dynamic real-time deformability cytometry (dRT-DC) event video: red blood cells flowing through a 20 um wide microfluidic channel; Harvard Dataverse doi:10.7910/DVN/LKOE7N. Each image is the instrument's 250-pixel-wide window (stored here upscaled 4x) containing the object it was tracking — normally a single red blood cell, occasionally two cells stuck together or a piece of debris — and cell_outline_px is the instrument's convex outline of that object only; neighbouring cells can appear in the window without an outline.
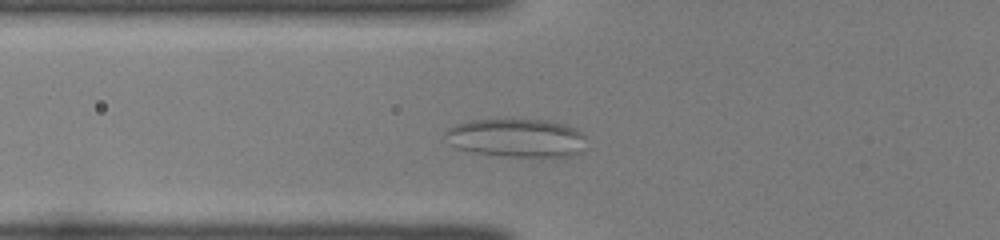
{"species": "common noctule bat (a hibernating species)", "species_latin": "Nyctalus noctula", "temperature_condition": "room temperature", "stored_images_in_passage": 40, "camera_frame_rate_fps": 3000, "um_per_image_px": 0.085, "animal": {"sex": "female", "body_mass_g": 22.0, "forearm_length_mm": 56.7}, "frame": {"image": 1, "passage_image": 9, "time_ms": 2.667, "image_size_px": [1000, 240], "cell_outline_px": [[584, 136], [580, 152], [572, 156], [544, 160], [500, 156], [472, 152], [456, 148], [448, 144], [444, 136], [444, 132], [448, 128], [456, 124], [472, 120], [548, 120], [564, 124], [576, 128]], "centroid_in_image_um": [43.89, 11.78], "position_along_channel_um": 81.9, "area_um2": 32.54}}
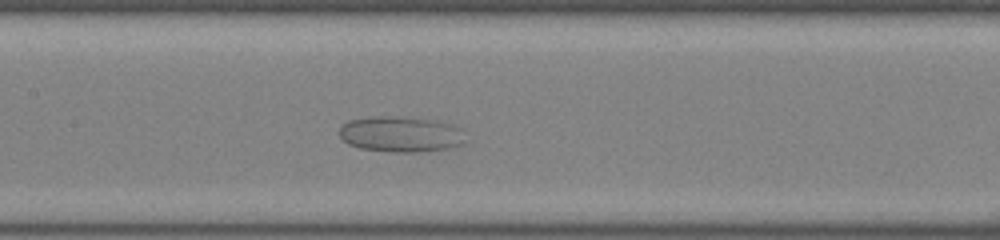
{"frame": {"image": 2, "passage_image": 16, "time_ms": 5.0, "image_size_px": [1000, 240], "cell_outline_px": [[464, 140], [460, 144], [448, 148], [420, 152], [392, 152], [360, 148], [348, 144], [340, 136], [340, 128], [348, 120], [372, 116], [396, 116], [436, 120], [460, 128]], "centroid_in_image_um": [34.02, 11.4], "position_along_channel_um": 173.4, "area_um2": 26.07}}
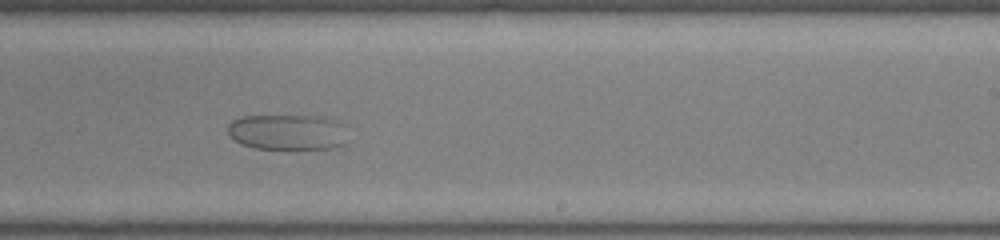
{"frame": {"image": 3, "passage_image": 23, "time_ms": 7.333, "image_size_px": [1000, 240], "cell_outline_px": [[348, 144], [332, 148], [296, 152], [256, 148], [240, 144], [232, 140], [228, 136], [228, 124], [232, 120], [244, 116], [320, 116], [336, 120]], "centroid_in_image_um": [24.39, 11.29], "position_along_channel_um": 264.6, "area_um2": 25.78}}